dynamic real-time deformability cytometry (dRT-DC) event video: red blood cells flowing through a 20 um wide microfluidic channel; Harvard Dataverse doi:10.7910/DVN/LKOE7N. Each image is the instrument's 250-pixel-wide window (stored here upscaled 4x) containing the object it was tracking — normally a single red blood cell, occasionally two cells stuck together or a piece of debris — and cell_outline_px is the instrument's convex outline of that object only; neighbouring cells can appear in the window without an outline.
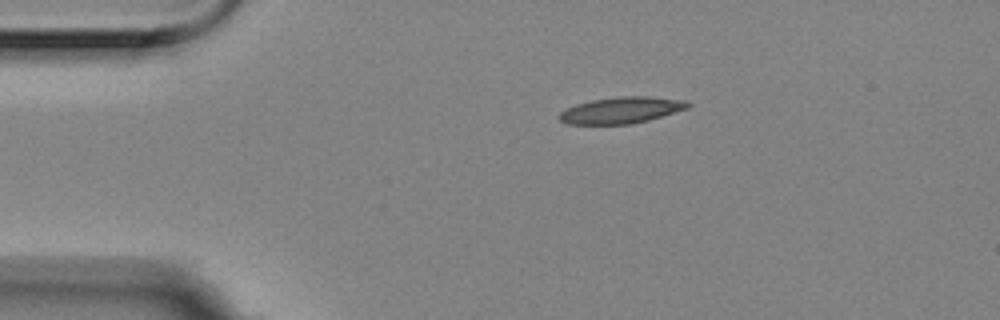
{"species": "Egyptian fruit bat (a non-hibernating species)", "species_latin": "Rousettus aegyptiacus", "temperature_condition": "room temperature", "stored_images_in_passage": 3, "camera_frame_rate_fps": 3000, "um_per_image_px": 0.085, "animal": {"sex": "female"}, "frame": {"image": 1, "passage_image": 1, "time_ms": 0.0, "image_size_px": [1000, 320], "cell_outline_px": [[692, 104], [688, 108], [648, 120], [628, 124], [568, 124], [560, 120], [556, 116], [560, 112], [576, 104], [592, 100], [620, 96], [648, 96], [676, 100]], "centroid_in_image_um": [52.74, 9.37], "position_along_channel_um": 32.3, "area_um2": 19.42}}
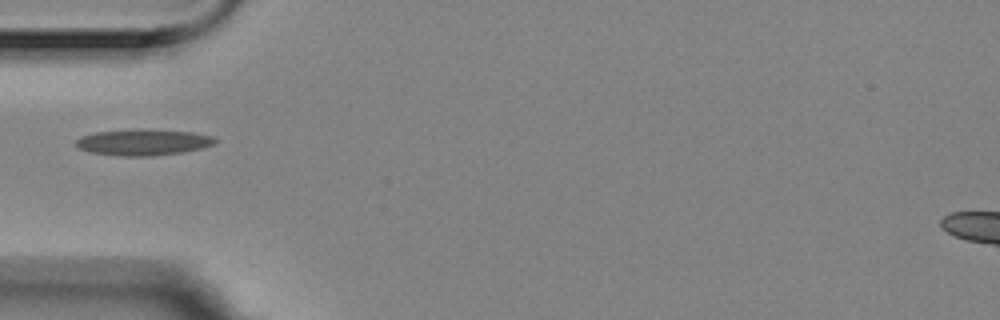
{"frame": {"image": 2, "passage_image": 3, "time_ms": 0.667, "image_size_px": [1000, 320], "cell_outline_px": [[220, 140], [216, 144], [204, 148], [180, 152], [152, 156], [120, 156], [92, 152], [80, 148], [76, 144], [76, 140], [80, 136], [96, 132], [140, 128], [192, 132], [212, 136]], "centroid_in_image_um": [12.23, 12.08], "position_along_channel_um": 72.8, "area_um2": 21.39}}